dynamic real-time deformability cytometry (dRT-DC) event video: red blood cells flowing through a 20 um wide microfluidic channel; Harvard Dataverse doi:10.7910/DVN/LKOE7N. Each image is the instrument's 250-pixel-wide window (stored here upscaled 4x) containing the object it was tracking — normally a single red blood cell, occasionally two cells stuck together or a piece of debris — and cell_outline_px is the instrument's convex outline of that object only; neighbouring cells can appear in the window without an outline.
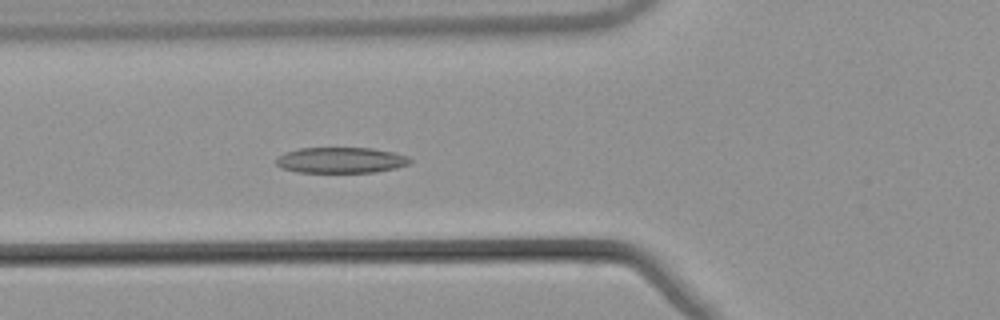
{"species": "common noctule bat (a hibernating species)", "species_latin": "Nyctalus noctula", "temperature_condition": "warm", "stored_images_in_passage": 36, "camera_frame_rate_fps": 3000, "um_per_image_px": 0.085, "animal": {"sex": "male", "body_mass_g": 21.5, "forearm_length_mm": 52.0}, "frame": {"image": 1, "passage_image": 11, "time_ms": 3.333, "image_size_px": [1000, 320], "cell_outline_px": [[412, 160], [408, 164], [396, 168], [376, 172], [296, 172], [280, 168], [276, 164], [276, 160], [280, 156], [288, 152], [300, 148], [372, 148], [392, 152], [408, 156]], "centroid_in_image_um": [28.99, 13.62], "position_along_channel_um": 96.8, "area_um2": 20.0}}
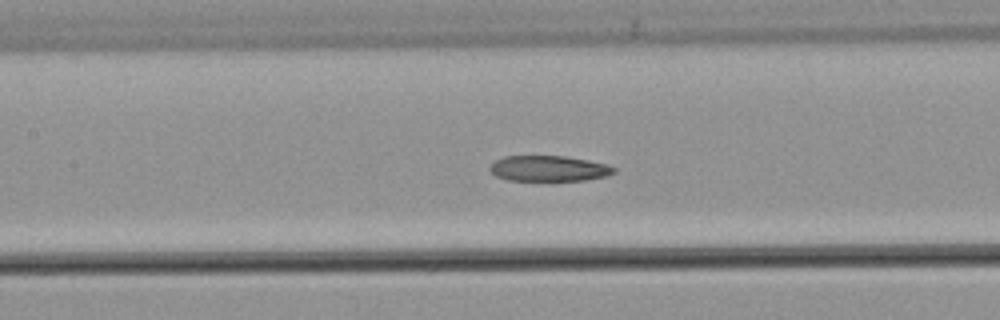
{"frame": {"image": 2, "passage_image": 16, "time_ms": 5.0, "image_size_px": [1000, 320], "cell_outline_px": [[616, 172], [608, 176], [584, 180], [508, 180], [496, 176], [488, 168], [496, 160], [504, 156], [564, 156], [588, 160], [608, 164], [616, 168]], "centroid_in_image_um": [46.68, 14.32], "position_along_channel_um": 160.7, "area_um2": 18.5}, "authors_computed_cell_mechanics": {"area_um2": 19.9121, "velocity_mm_per_s": 3.8314, "shape_relaxation_time_tau1_ms": null, "shape_relaxation_time_tau2_ms": 4.55, "deformation_change_tau1": null, "deformation_change_tau2": 0.113}}